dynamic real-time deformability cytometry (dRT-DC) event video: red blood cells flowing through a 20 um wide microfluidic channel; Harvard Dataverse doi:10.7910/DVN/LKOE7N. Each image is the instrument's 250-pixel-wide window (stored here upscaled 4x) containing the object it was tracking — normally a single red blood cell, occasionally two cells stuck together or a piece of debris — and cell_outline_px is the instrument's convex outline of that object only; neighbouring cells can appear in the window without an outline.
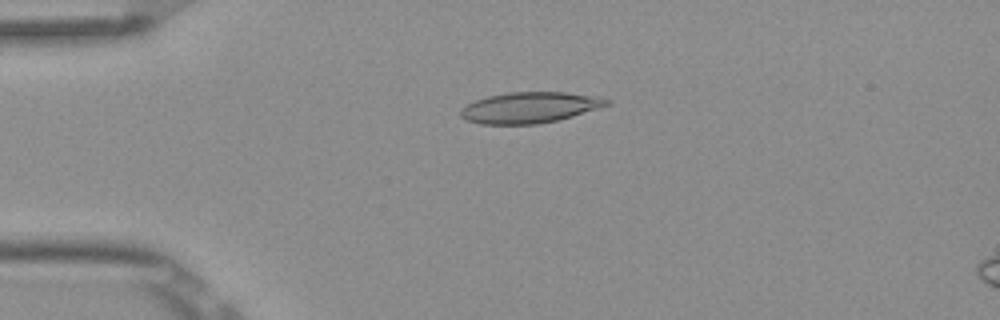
{"species": "Egyptian fruit bat (a non-hibernating species)", "species_latin": "Rousettus aegyptiacus", "temperature_condition": "room temperature", "stored_images_in_passage": 5, "camera_frame_rate_fps": 3000, "um_per_image_px": 0.085, "frame": {"image": 1, "passage_image": 4, "time_ms": 1.0, "image_size_px": [1000, 320], "cell_outline_px": [[612, 104], [572, 116], [556, 120], [536, 124], [480, 124], [468, 120], [460, 116], [460, 108], [476, 100], [488, 96], [508, 92], [564, 92], [600, 96], [612, 100]], "centroid_in_image_um": [45.06, 9.13], "position_along_channel_um": 39.9, "area_um2": 26.36}}